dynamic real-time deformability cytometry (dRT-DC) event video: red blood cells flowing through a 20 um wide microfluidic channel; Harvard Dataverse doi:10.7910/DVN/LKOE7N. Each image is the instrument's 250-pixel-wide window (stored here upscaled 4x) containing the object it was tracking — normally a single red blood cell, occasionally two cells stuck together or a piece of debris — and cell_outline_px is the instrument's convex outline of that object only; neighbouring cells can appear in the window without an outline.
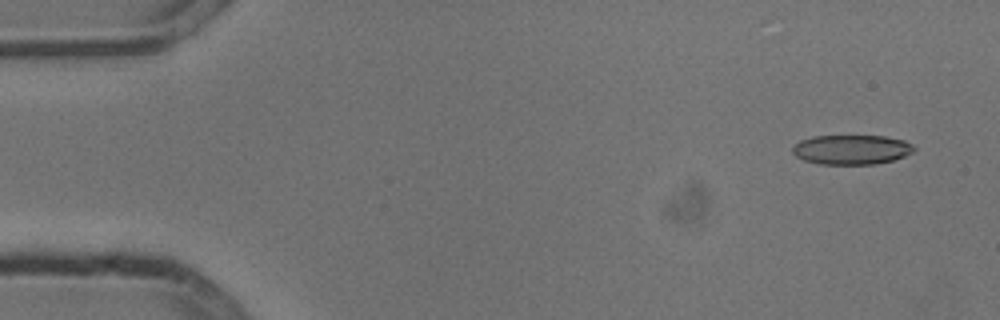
{"species": "common noctule bat (a hibernating species)", "species_latin": "Nyctalus noctula", "temperature_condition": "cold", "stored_images_in_passage": 3, "camera_frame_rate_fps": 3000, "um_per_image_px": 0.085, "animal": {"sex": "male", "body_mass_g": 13.3}, "frame": {"image": 1, "passage_image": 1, "time_ms": 0.0, "image_size_px": [1000, 320], "cell_outline_px": [[916, 148], [912, 152], [904, 156], [892, 160], [876, 164], [820, 164], [804, 160], [796, 156], [792, 152], [792, 148], [800, 140], [812, 136], [884, 136], [904, 140], [912, 144]], "centroid_in_image_um": [72.38, 12.71], "position_along_channel_um": 12.6, "area_um2": 20.92}}